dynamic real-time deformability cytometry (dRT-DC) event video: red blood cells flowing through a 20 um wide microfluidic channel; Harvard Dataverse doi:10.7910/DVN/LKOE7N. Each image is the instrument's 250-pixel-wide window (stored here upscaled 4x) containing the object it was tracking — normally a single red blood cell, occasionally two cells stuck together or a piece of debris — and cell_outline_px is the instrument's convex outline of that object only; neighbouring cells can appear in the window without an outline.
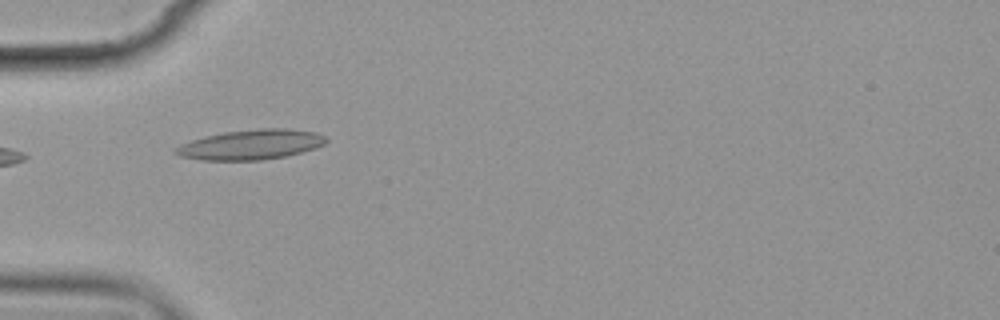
{"species": "common noctule bat (a hibernating species)", "species_latin": "Nyctalus noctula", "temperature_condition": "cold", "stored_images_in_passage": 9, "camera_frame_rate_fps": 3000, "um_per_image_px": 0.085, "animal": {"sex": "female", "body_mass_g": 19.9}, "frame": {"image": 1, "passage_image": 6, "time_ms": 5.667, "image_size_px": [1000, 320], "cell_outline_px": [[328, 140], [324, 144], [316, 148], [288, 156], [260, 160], [200, 160], [180, 156], [172, 152], [172, 148], [180, 144], [204, 136], [224, 132], [260, 128], [288, 128], [316, 132], [324, 136]], "centroid_in_image_um": [21.31, 12.29], "position_along_channel_um": 63.7, "area_um2": 26.53}}
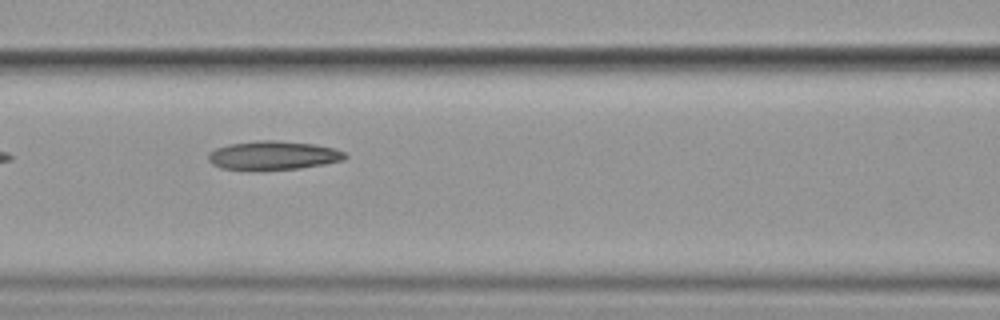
{"frame": {"image": 2, "passage_image": 8, "time_ms": 8.0, "image_size_px": [1000, 320], "cell_outline_px": [[348, 156], [344, 160], [324, 164], [300, 168], [220, 168], [212, 164], [208, 160], [208, 152], [216, 148], [228, 144], [256, 140], [276, 140], [312, 144], [336, 148], [344, 152]], "centroid_in_image_um": [23.24, 13.17], "position_along_channel_um": 143.4, "area_um2": 22.48}}
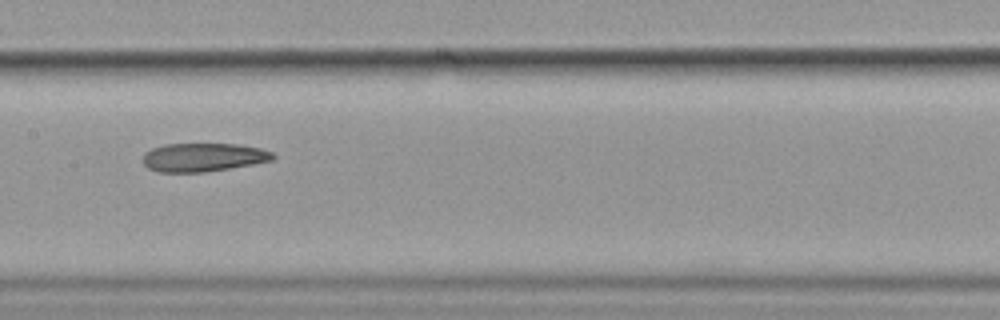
{"frame": {"image": 3, "passage_image": 9, "time_ms": 9.333, "image_size_px": [1000, 320], "cell_outline_px": [[276, 156], [272, 160], [252, 164], [204, 172], [160, 172], [148, 168], [144, 164], [144, 152], [152, 148], [164, 144], [236, 144], [260, 148], [272, 152]], "centroid_in_image_um": [17.26, 13.36], "position_along_channel_um": 190.1, "area_um2": 21.44}}